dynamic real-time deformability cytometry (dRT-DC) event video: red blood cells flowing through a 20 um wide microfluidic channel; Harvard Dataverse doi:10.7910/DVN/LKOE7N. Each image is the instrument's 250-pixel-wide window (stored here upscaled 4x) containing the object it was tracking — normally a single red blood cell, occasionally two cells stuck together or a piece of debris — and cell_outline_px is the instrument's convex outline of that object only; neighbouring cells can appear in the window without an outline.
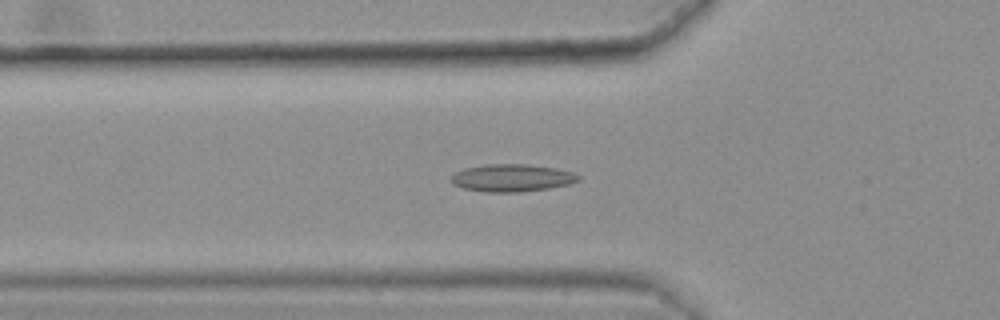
{"species": "common noctule bat (a hibernating species)", "species_latin": "Nyctalus noctula", "temperature_condition": "warm", "stored_images_in_passage": 36, "camera_frame_rate_fps": 3000, "um_per_image_px": 0.085, "animal": {"sex": "female", "body_mass_g": 25.1}, "frame": {"image": 1, "passage_image": 8, "time_ms": 2.333, "image_size_px": [1000, 320], "cell_outline_px": [[580, 180], [572, 184], [548, 188], [520, 192], [484, 192], [464, 188], [452, 184], [452, 176], [456, 172], [464, 168], [488, 164], [524, 164], [556, 168], [572, 172], [580, 176]], "centroid_in_image_um": [43.54, 15.12], "position_along_channel_um": 82.3, "area_um2": 20.35}}
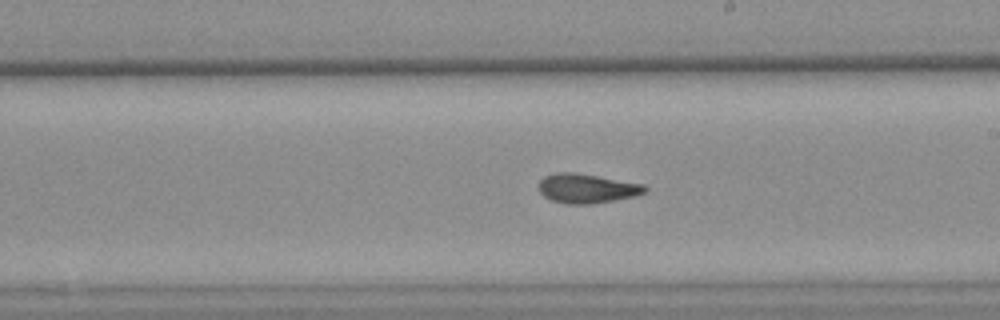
{"frame": {"image": 2, "passage_image": 21, "time_ms": 6.667, "image_size_px": [1000, 320], "cell_outline_px": [[648, 188], [644, 192], [636, 196], [592, 204], [568, 204], [552, 200], [544, 196], [540, 192], [540, 180], [544, 176], [556, 172], [576, 172], [644, 184]], "centroid_in_image_um": [49.89, 16.01], "position_along_channel_um": 239.1, "area_um2": 18.15}}
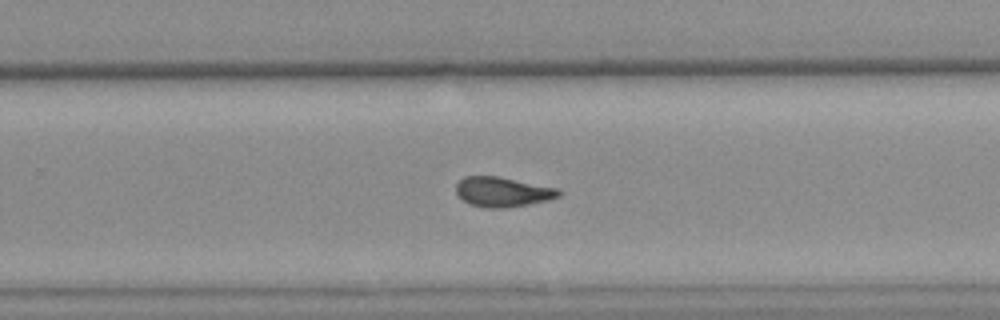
{"frame": {"image": 3, "passage_image": 25, "time_ms": 8.0, "image_size_px": [1000, 320], "cell_outline_px": [[560, 196], [548, 200], [528, 204], [504, 208], [484, 208], [468, 204], [456, 192], [456, 184], [464, 176], [500, 176], [556, 188], [560, 192]], "centroid_in_image_um": [42.69, 16.31], "position_along_channel_um": 287.1, "area_um2": 17.8}, "authors_computed_cell_mechanics": {"area_um2": 17.918, "velocity_mm_per_s": 3.6138, "shape_relaxation_time_tau1_ms": null, "shape_relaxation_time_tau2_ms": 2.9132, "deformation_change_tau1": null, "deformation_change_tau2": 0.0881}}